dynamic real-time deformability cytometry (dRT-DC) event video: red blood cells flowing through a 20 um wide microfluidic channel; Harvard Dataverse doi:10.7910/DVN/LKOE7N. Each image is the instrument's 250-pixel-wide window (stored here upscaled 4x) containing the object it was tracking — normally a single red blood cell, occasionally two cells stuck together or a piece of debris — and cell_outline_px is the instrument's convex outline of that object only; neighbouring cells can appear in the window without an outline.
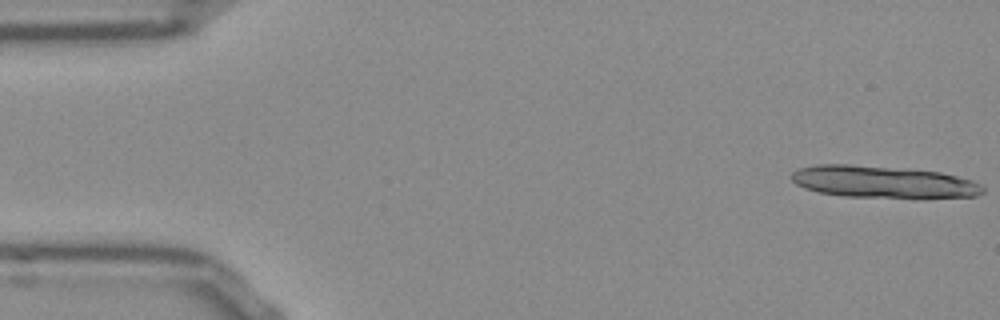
{"species": "Egyptian fruit bat (a non-hibernating species)", "species_latin": "Rousettus aegyptiacus", "temperature_condition": "room temperature", "stored_images_in_passage": 12, "camera_frame_rate_fps": 3000, "um_per_image_px": 0.085, "frame": {"image": 1, "passage_image": 1, "time_ms": 0.0, "image_size_px": [1000, 320], "cell_outline_px": [[984, 192], [976, 196], [924, 200], [916, 200], [840, 196], [820, 192], [804, 188], [796, 184], [792, 180], [792, 172], [800, 168], [816, 164], [848, 164], [940, 172], [972, 180], [980, 184], [984, 188]], "centroid_in_image_um": [75.13, 15.51], "position_along_channel_um": 9.9, "area_um2": 36.7}}